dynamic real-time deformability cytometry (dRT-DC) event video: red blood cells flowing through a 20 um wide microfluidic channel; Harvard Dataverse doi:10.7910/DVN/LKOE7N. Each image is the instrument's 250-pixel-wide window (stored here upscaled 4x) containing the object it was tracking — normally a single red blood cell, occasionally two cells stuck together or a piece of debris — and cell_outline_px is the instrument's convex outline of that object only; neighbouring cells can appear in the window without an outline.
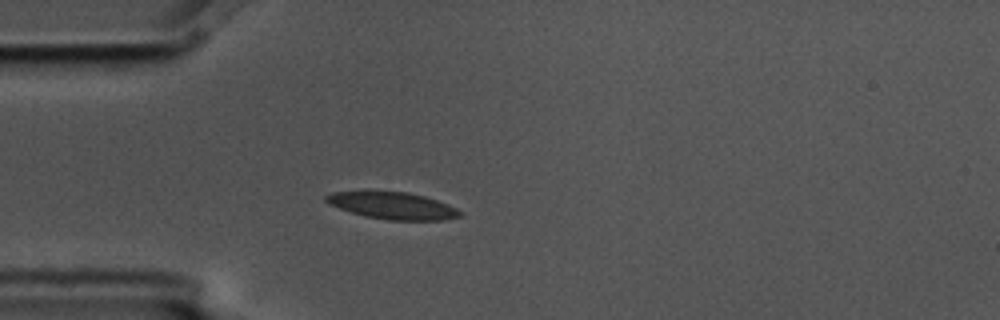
{"species": "common noctule bat (a hibernating species)", "species_latin": "Nyctalus noctula", "temperature_condition": "cold", "stored_images_in_passage": 6, "camera_frame_rate_fps": 3000, "um_per_image_px": 0.085, "animal": {"sex": "male", "body_mass_g": 17.5, "forearm_length_mm": 52.3}, "frame": {"image": 1, "passage_image": 5, "time_ms": 1.333, "image_size_px": [1000, 320], "cell_outline_px": [[460, 216], [444, 220], [388, 220], [364, 216], [328, 204], [324, 200], [324, 196], [332, 192], [368, 188], [408, 192], [424, 196], [448, 204], [456, 208], [460, 212]], "centroid_in_image_um": [33.26, 17.42], "position_along_channel_um": 51.7, "area_um2": 21.85}}